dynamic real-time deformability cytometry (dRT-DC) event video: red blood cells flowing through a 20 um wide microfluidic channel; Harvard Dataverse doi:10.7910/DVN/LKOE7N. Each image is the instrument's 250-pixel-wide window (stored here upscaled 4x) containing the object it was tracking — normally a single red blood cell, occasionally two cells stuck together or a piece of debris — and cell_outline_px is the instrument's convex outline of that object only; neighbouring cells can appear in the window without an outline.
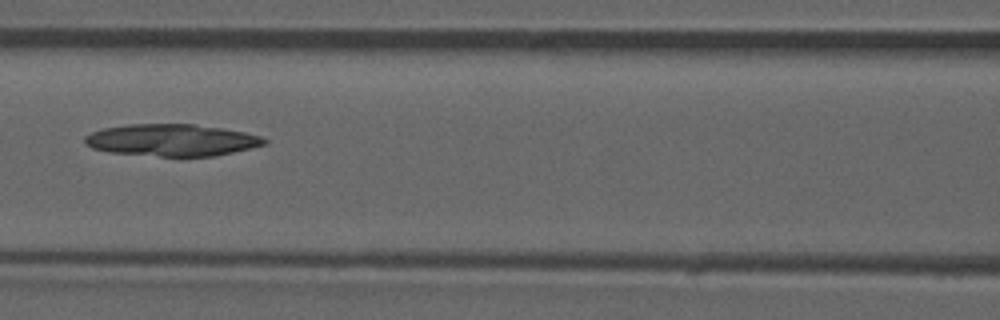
{"species": "common noctule bat (a hibernating species)", "species_latin": "Nyctalus noctula", "temperature_condition": "room temperature", "stored_images_in_passage": 52, "camera_frame_rate_fps": 3000, "um_per_image_px": 0.085, "animal": {"sex": "male", "forearm_length_mm": 52.5}, "frame": {"image": 1, "passage_image": 23, "time_ms": 7.333, "image_size_px": [1000, 320], "cell_outline_px": [[268, 144], [216, 156], [160, 156], [108, 152], [92, 148], [84, 144], [84, 136], [92, 132], [104, 128], [132, 124], [196, 124], [244, 132], [260, 136], [268, 140]], "centroid_in_image_um": [14.6, 11.91], "position_along_channel_um": 152.0, "area_um2": 33.41}}